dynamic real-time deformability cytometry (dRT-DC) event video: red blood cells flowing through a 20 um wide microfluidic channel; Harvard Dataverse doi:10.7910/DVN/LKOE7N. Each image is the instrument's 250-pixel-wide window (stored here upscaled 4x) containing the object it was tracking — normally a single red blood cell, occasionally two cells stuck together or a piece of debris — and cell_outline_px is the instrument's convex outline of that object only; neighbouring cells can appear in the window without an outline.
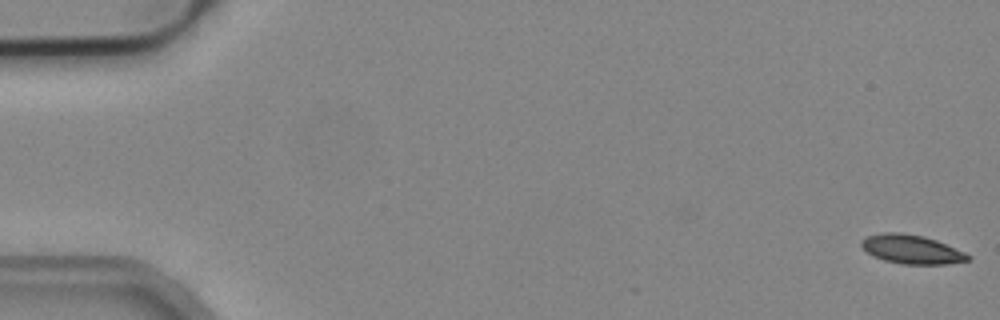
{"species": "common noctule bat (a hibernating species)", "species_latin": "Nyctalus noctula", "temperature_condition": "cold", "stored_images_in_passage": 6, "camera_frame_rate_fps": 3000, "um_per_image_px": 0.085, "animal": {"sex": "male", "body_mass_g": 19.2, "forearm_length_mm": 51.8}, "frame": {"image": 1, "passage_image": 1, "time_ms": 0.0, "image_size_px": [1000, 320], "cell_outline_px": [[972, 256], [968, 260], [944, 264], [900, 264], [884, 260], [872, 256], [860, 244], [860, 240], [868, 236], [884, 232], [900, 232], [924, 236], [936, 240], [964, 252]], "centroid_in_image_um": [77.46, 21.19], "position_along_channel_um": 7.5, "area_um2": 17.86}}
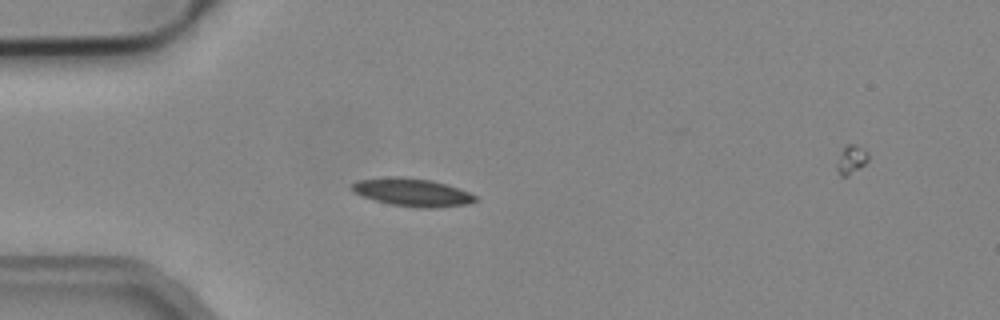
{"frame": {"image": 2, "passage_image": 5, "time_ms": 1.333, "image_size_px": [1000, 320], "cell_outline_px": [[480, 200], [468, 204], [432, 208], [424, 208], [392, 204], [360, 196], [352, 192], [352, 184], [356, 180], [392, 176], [400, 176], [432, 180], [460, 188], [476, 196]], "centroid_in_image_um": [35.05, 16.33], "position_along_channel_um": 49.9, "area_um2": 20.17}}